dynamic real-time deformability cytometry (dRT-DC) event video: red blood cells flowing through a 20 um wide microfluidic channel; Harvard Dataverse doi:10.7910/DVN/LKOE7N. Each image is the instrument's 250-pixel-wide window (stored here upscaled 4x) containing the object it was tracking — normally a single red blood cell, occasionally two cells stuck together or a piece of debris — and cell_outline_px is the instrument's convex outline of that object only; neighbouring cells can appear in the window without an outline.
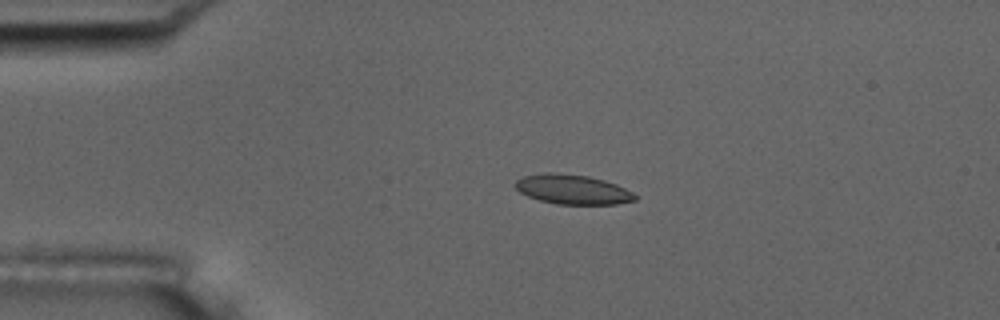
{"species": "common noctule bat (a hibernating species)", "species_latin": "Nyctalus noctula", "temperature_condition": "room temperature", "stored_images_in_passage": 56, "camera_frame_rate_fps": 3000, "um_per_image_px": 0.085, "animal": {"sex": "male", "body_mass_g": 17.5, "forearm_length_mm": 52.3}, "frame": {"image": 1, "passage_image": 12, "time_ms": 3.667, "image_size_px": [1000, 320], "cell_outline_px": [[636, 200], [616, 204], [556, 204], [540, 200], [528, 196], [520, 192], [512, 184], [516, 180], [524, 176], [544, 172], [556, 172], [588, 176], [604, 180], [616, 184], [632, 192], [636, 196]], "centroid_in_image_um": [48.64, 16.09], "position_along_channel_um": 36.4, "area_um2": 20.69}}
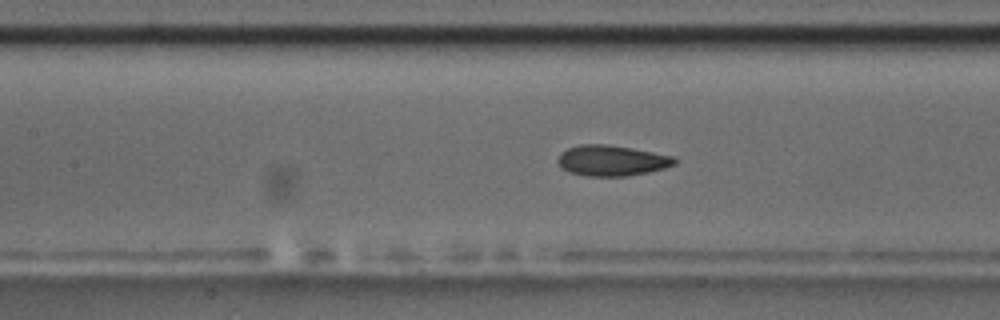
{"frame": {"image": 2, "passage_image": 25, "time_ms": 8.0, "image_size_px": [1000, 320], "cell_outline_px": [[676, 164], [664, 168], [648, 172], [624, 176], [584, 176], [568, 172], [556, 160], [560, 152], [568, 148], [580, 144], [608, 144], [632, 148], [672, 156], [676, 160]], "centroid_in_image_um": [51.96, 13.64], "position_along_channel_um": 155.4, "area_um2": 20.81}}
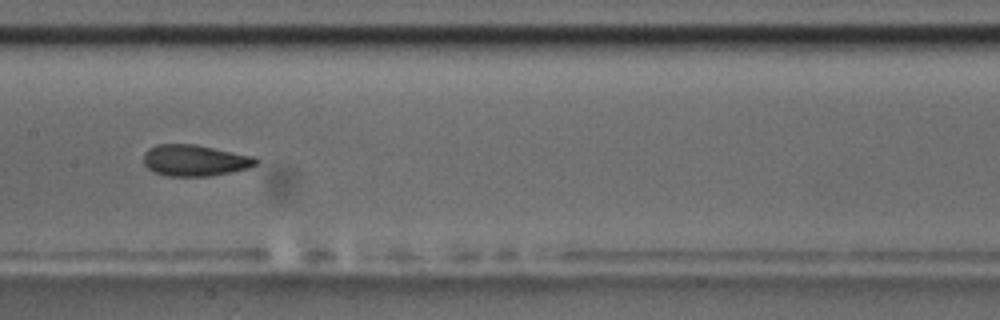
{"frame": {"image": 3, "passage_image": 28, "time_ms": 9.0, "image_size_px": [1000, 320], "cell_outline_px": [[260, 160], [256, 164], [248, 168], [208, 176], [168, 176], [152, 172], [144, 164], [144, 152], [148, 148], [156, 144], [196, 144], [252, 156]], "centroid_in_image_um": [16.51, 13.63], "position_along_channel_um": 190.9, "area_um2": 20.46}, "authors_computed_cell_mechanics": {"area_um2": 20.7213, "velocity_mm_per_s": 3.5816, "shape_relaxation_time_tau1_ms": 6.5577, "shape_relaxation_time_tau2_ms": 1.7229, "deformation_change_tau1": 0.1553, "deformation_change_tau2": 0.0811}}